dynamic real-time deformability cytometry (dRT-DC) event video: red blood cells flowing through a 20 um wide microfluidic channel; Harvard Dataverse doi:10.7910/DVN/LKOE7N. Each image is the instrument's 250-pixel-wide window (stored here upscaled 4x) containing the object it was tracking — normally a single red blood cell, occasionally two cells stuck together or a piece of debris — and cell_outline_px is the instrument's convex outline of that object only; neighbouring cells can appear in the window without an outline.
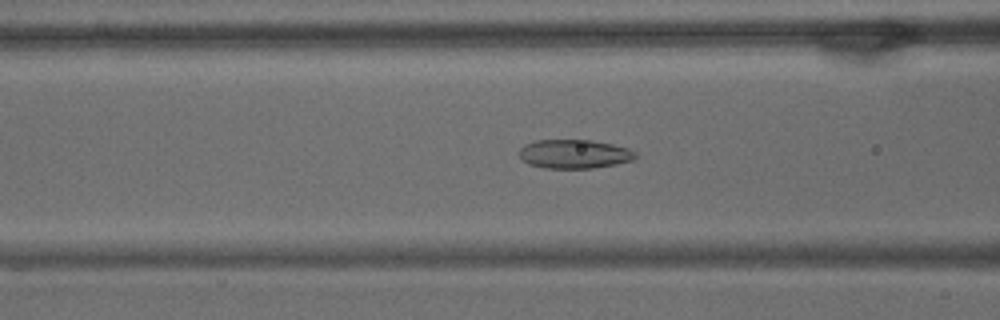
{"species": "common noctule bat (a hibernating species)", "species_latin": "Nyctalus noctula", "temperature_condition": "warm", "stored_images_in_passage": 59, "camera_frame_rate_fps": 3000, "um_per_image_px": 0.085, "animal": {"sex": "male", "body_mass_g": 15.6}, "frame": {"image": 1, "passage_image": 23, "time_ms": 7.333, "image_size_px": [1000, 320], "cell_outline_px": [[636, 156], [632, 160], [616, 164], [592, 168], [544, 168], [528, 164], [520, 156], [520, 148], [524, 144], [536, 140], [592, 140], [612, 144], [628, 148], [636, 152]], "centroid_in_image_um": [48.81, 13.08], "position_along_channel_um": 117.8, "area_um2": 19.54}}
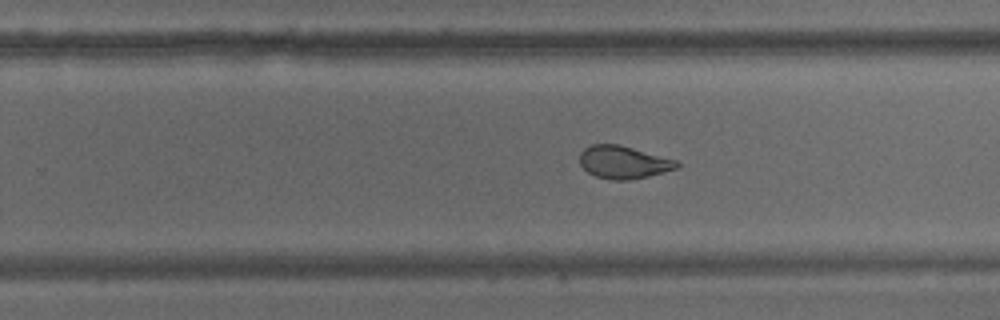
{"frame": {"image": 2, "passage_image": 37, "time_ms": 12.0, "image_size_px": [1000, 320], "cell_outline_px": [[680, 168], [648, 176], [628, 180], [612, 180], [596, 176], [588, 172], [580, 164], [580, 152], [584, 148], [592, 144], [620, 144], [676, 160], [680, 164]], "centroid_in_image_um": [53.0, 13.78], "position_along_channel_um": 276.8, "area_um2": 18.55}}
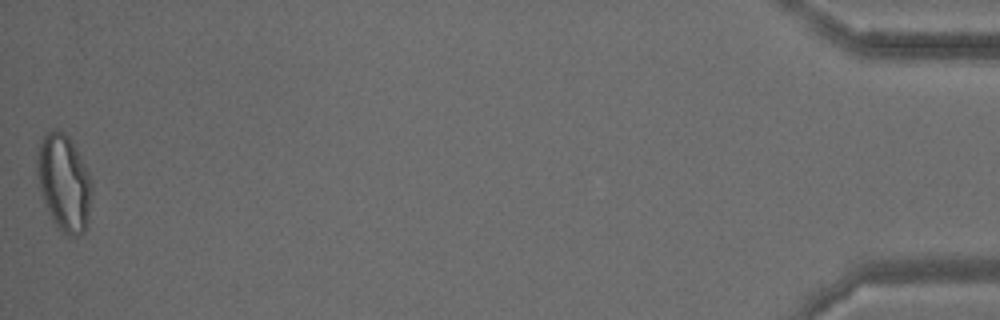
{"frame": {"image": 3, "passage_image": 59, "time_ms": 19.333, "image_size_px": [1000, 320], "cell_outline_px": [[92, 192], [88, 216], [84, 232], [80, 236], [68, 236], [52, 220], [44, 200], [40, 188], [36, 172], [36, 164], [40, 144], [44, 136], [52, 128], [60, 128], [68, 136], [76, 148], [92, 180]], "centroid_in_image_um": [5.45, 15.5], "position_along_channel_um": 429.8, "area_um2": 30.58}, "authors_computed_cell_mechanics": {"area_um2": 22.0218, "velocity_mm_per_s": 3.4139, "shape_relaxation_time_tau1_ms": null, "shape_relaxation_time_tau2_ms": 1.373, "deformation_change_tau1": null, "deformation_change_tau2": 0.0762}}